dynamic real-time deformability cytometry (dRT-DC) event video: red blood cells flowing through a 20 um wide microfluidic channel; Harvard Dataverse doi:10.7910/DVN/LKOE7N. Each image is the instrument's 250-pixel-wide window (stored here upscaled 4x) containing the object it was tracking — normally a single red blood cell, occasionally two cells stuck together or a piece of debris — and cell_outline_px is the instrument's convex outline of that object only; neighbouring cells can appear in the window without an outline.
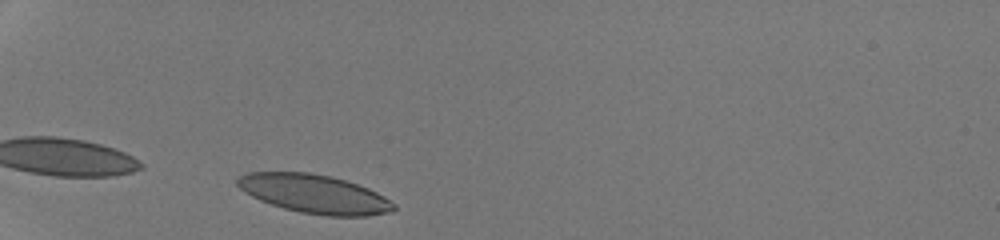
{"species": "human", "species_latin": "Homo sapiens", "temperature_condition": "room temperature", "stored_images_in_passage": 28, "camera_frame_rate_fps": 3000, "um_per_image_px": 0.085, "donor": {"sex": "male"}, "frame": {"image": 1, "passage_image": 1, "time_ms": 0.0, "image_size_px": [1000, 240], "cell_outline_px": [[396, 208], [388, 212], [368, 216], [328, 216], [300, 212], [284, 208], [260, 200], [244, 192], [236, 184], [236, 180], [240, 176], [248, 172], [308, 172], [332, 176], [368, 188], [384, 196], [396, 204]], "centroid_in_image_um": [26.72, 16.48], "position_along_channel_um": 58.3, "area_um2": 35.14}}
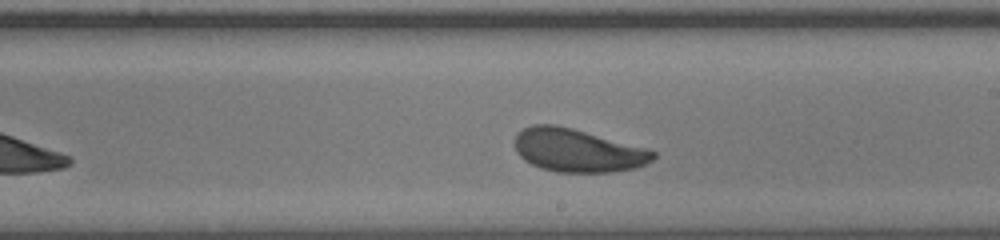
{"frame": {"image": 2, "passage_image": 16, "time_ms": 5.0, "image_size_px": [1000, 240], "cell_outline_px": [[656, 156], [652, 160], [636, 168], [612, 172], [556, 172], [540, 168], [524, 160], [516, 152], [516, 132], [532, 124], [556, 124], [572, 128], [648, 148], [656, 152]], "centroid_in_image_um": [49.09, 12.78], "position_along_channel_um": 239.9, "area_um2": 34.91}}
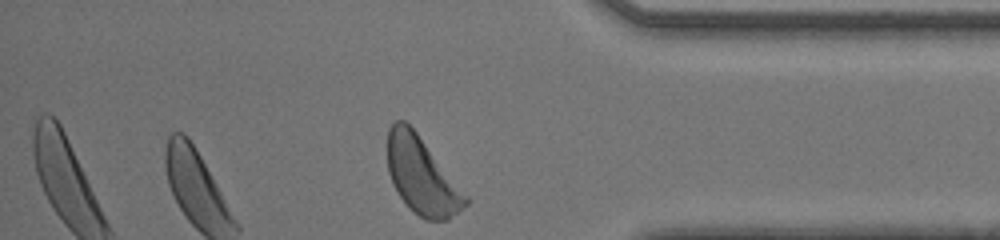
{"frame": {"image": 3, "passage_image": 28, "time_ms": 9.0, "image_size_px": [1000, 240], "cell_outline_px": [[468, 204], [460, 212], [448, 220], [424, 220], [408, 208], [392, 184], [388, 172], [388, 128], [396, 120], [404, 120], [416, 132], [468, 196]], "centroid_in_image_um": [35.85, 14.98], "position_along_channel_um": 399.3, "area_um2": 34.8}, "authors_computed_cell_mechanics": {"area_um2": 34.969, "velocity_mm_per_s": 4.2359, "shape_relaxation_time_tau1_ms": 2.6973, "shape_relaxation_time_tau2_ms": 5.4916, "deformation_change_tau1": 0.1273, "deformation_change_tau2": 0.1157}}